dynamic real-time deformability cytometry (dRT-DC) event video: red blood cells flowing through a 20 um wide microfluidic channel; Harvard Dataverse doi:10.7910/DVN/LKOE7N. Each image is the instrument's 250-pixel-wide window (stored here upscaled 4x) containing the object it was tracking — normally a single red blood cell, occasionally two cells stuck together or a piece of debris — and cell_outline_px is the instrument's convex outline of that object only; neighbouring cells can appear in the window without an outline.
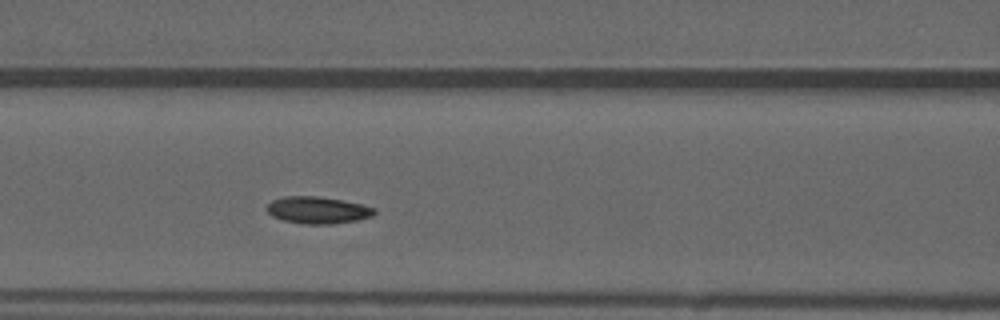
{"species": "common noctule bat (a hibernating species)", "species_latin": "Nyctalus noctula", "temperature_condition": "warm", "stored_images_in_passage": 45, "camera_frame_rate_fps": 3000, "um_per_image_px": 0.085, "animal": {"sex": "male", "forearm_length_mm": 52.5}, "frame": {"image": 1, "passage_image": 14, "time_ms": 4.333, "image_size_px": [1000, 320], "cell_outline_px": [[376, 212], [372, 216], [356, 220], [332, 224], [304, 224], [284, 220], [272, 216], [264, 208], [272, 200], [284, 196], [316, 196], [340, 200], [360, 204], [376, 208]], "centroid_in_image_um": [26.97, 17.86], "position_along_channel_um": 139.6, "area_um2": 16.82}, "authors_computed_cell_mechanics": {"area_um2": 16.473, "velocity_mm_per_s": 3.8853, "shape_relaxation_time_tau1_ms": 6.0046, "shape_relaxation_time_tau2_ms": 2.4492, "deformation_change_tau1": 0.1203, "deformation_change_tau2": 0.0686}}